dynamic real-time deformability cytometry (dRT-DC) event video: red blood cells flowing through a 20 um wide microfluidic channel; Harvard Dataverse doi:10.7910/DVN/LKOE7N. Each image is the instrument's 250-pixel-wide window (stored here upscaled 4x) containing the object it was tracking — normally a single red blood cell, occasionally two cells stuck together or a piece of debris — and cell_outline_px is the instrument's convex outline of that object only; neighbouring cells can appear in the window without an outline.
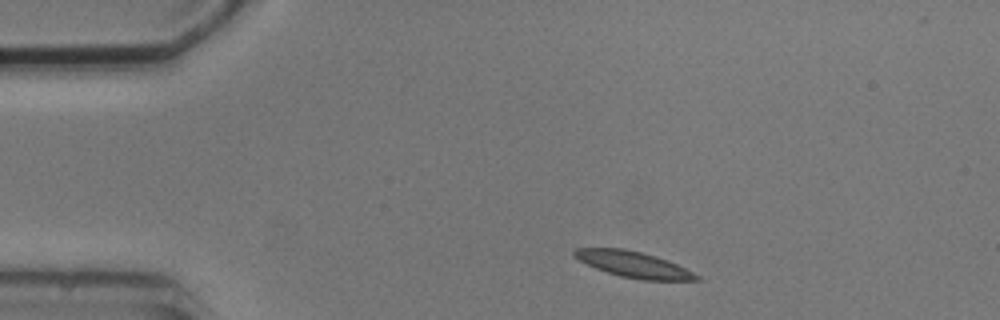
{"species": "common noctule bat (a hibernating species)", "species_latin": "Nyctalus noctula", "temperature_condition": "cold", "stored_images_in_passage": 2, "camera_frame_rate_fps": 3000, "um_per_image_px": 0.085, "animal": {"sex": "male", "body_mass_g": 20.5, "forearm_length_mm": 52.5}, "frame": {"image": 1, "passage_image": 1, "time_ms": 0.0, "image_size_px": [1000, 320], "cell_outline_px": [[704, 280], [640, 280], [620, 276], [596, 268], [572, 256], [572, 252], [576, 248], [624, 248], [640, 252], [676, 264], [700, 276]], "centroid_in_image_um": [53.82, 22.48], "position_along_channel_um": 31.2, "area_um2": 18.15}}